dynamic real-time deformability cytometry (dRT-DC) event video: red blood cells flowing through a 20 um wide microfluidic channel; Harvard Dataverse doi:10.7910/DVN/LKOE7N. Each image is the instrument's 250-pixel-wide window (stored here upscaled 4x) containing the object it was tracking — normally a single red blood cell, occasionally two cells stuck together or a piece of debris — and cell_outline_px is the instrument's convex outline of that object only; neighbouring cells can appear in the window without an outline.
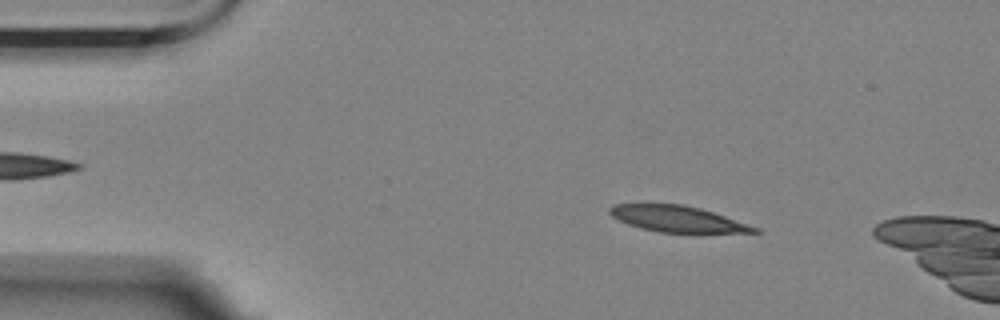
{"species": "Egyptian fruit bat (a non-hibernating species)", "species_latin": "Rousettus aegyptiacus", "temperature_condition": "room temperature", "stored_images_in_passage": 13, "camera_frame_rate_fps": 3000, "um_per_image_px": 0.085, "animal": {"sex": "female"}, "frame": {"image": 1, "passage_image": 7, "time_ms": 2.0, "image_size_px": [1000, 320], "cell_outline_px": [[764, 232], [660, 232], [640, 228], [628, 224], [612, 216], [608, 212], [608, 208], [616, 204], [684, 204], [700, 208], [760, 228]], "centroid_in_image_um": [57.57, 18.6], "position_along_channel_um": 27.4, "area_um2": 21.68}}